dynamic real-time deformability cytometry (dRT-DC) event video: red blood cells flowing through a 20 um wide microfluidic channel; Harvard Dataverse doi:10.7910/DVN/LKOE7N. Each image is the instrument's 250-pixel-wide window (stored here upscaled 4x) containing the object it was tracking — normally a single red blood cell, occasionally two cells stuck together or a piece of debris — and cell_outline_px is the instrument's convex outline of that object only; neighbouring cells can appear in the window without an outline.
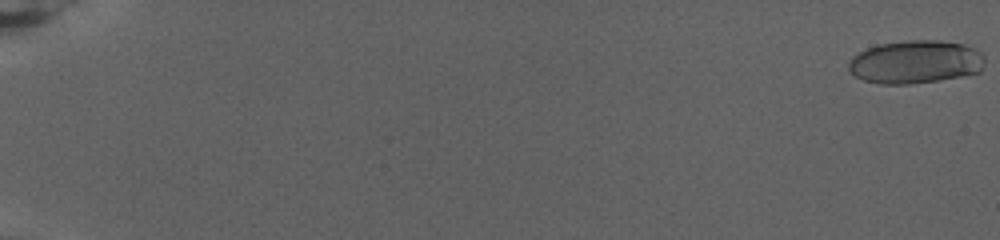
{"species": "human", "species_latin": "Homo sapiens", "temperature_condition": "warm", "stored_images_in_passage": 82, "camera_frame_rate_fps": 3000, "um_per_image_px": 0.085, "donor": {"sex": "female"}, "frame": {"image": 1, "passage_image": 1, "time_ms": 0.0, "image_size_px": [1000, 240], "cell_outline_px": [[984, 64], [980, 72], [960, 76], [936, 80], [908, 84], [880, 84], [864, 80], [856, 76], [848, 68], [848, 64], [852, 56], [868, 48], [880, 44], [908, 40], [940, 40], [964, 44], [980, 52], [984, 56]], "centroid_in_image_um": [77.82, 5.26], "position_along_channel_um": 7.2, "area_um2": 34.04}}
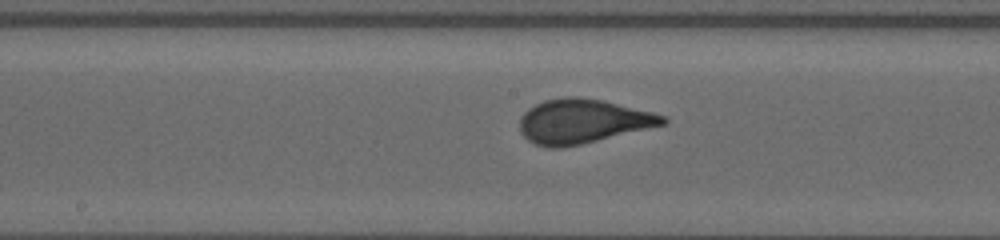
{"frame": {"image": 2, "passage_image": 47, "time_ms": 15.333, "image_size_px": [1000, 240], "cell_outline_px": [[668, 120], [664, 124], [580, 144], [560, 148], [548, 148], [536, 144], [528, 140], [520, 132], [520, 116], [528, 108], [544, 100], [564, 96], [576, 96], [604, 100], [652, 112], [664, 116]], "centroid_in_image_um": [49.47, 10.29], "position_along_channel_um": 198.7, "area_um2": 36.65}}
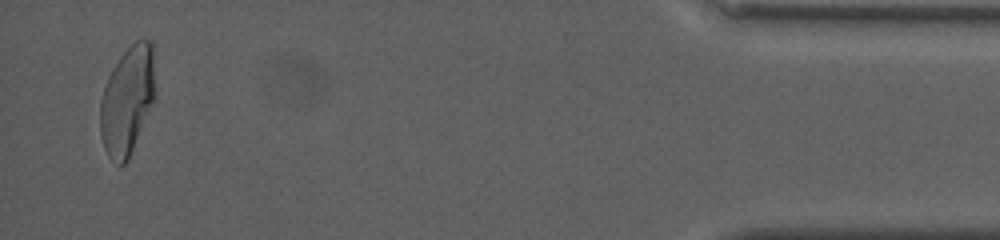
{"frame": {"image": 3, "passage_image": 80, "time_ms": 26.333, "image_size_px": [1000, 240], "cell_outline_px": [[152, 100], [128, 160], [124, 164], [120, 164], [108, 156], [104, 148], [100, 136], [100, 100], [108, 76], [112, 68], [120, 56], [136, 40], [148, 40], [152, 44]], "centroid_in_image_um": [10.74, 8.55], "position_along_channel_um": 424.5, "area_um2": 33.35}, "authors_computed_cell_mechanics": {"area_um2": 34.8534, "velocity_mm_per_s": 2.6665, "shape_relaxation_time_tau1_ms": 7.574, "shape_relaxation_time_tau2_ms": null, "deformation_change_tau1": 0.2345, "deformation_change_tau2": null}}